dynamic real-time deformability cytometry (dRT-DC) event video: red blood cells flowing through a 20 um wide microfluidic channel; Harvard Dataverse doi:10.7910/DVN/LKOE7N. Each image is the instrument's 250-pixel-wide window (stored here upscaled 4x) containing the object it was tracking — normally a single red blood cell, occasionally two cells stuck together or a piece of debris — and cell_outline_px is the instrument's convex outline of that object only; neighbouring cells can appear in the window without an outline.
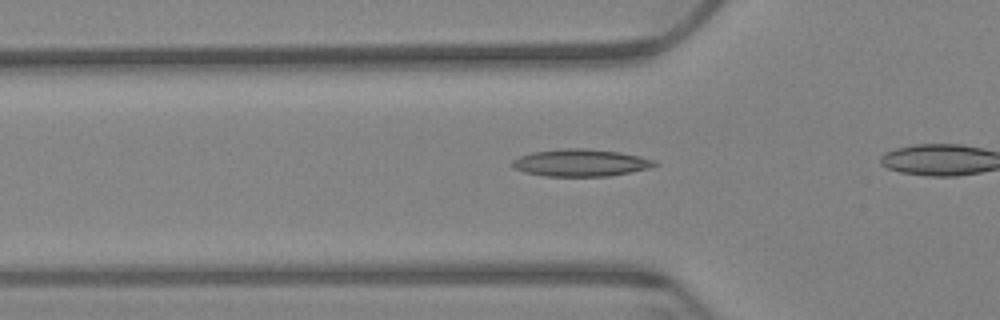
{"species": "Egyptian fruit bat (a non-hibernating species)", "species_latin": "Rousettus aegyptiacus", "temperature_condition": "warm", "stored_images_in_passage": 35, "camera_frame_rate_fps": 3000, "um_per_image_px": 0.085, "animal": {"sex": "female"}, "frame": {"image": 1, "passage_image": 8, "time_ms": 2.333, "image_size_px": [1000, 320], "cell_outline_px": [[660, 164], [648, 168], [608, 176], [544, 176], [524, 172], [512, 168], [508, 164], [512, 160], [520, 156], [532, 152], [560, 148], [584, 148], [620, 152], [640, 156], [656, 160]], "centroid_in_image_um": [49.31, 13.83], "position_along_channel_um": 76.5, "area_um2": 22.77}}
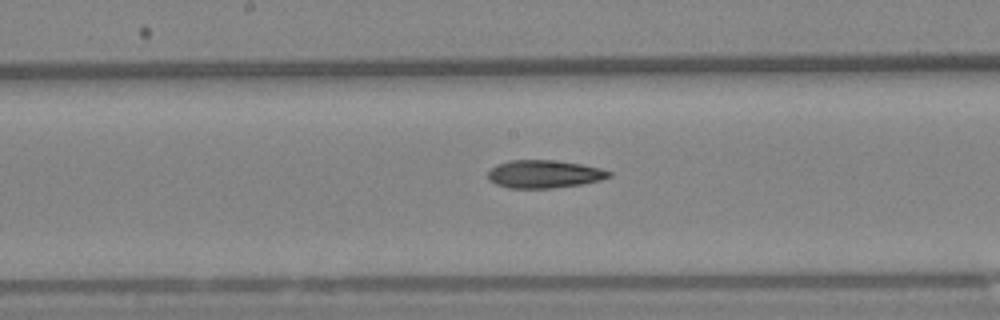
{"frame": {"image": 2, "passage_image": 19, "time_ms": 6.0, "image_size_px": [1000, 320], "cell_outline_px": [[612, 176], [600, 180], [580, 184], [552, 188], [508, 188], [496, 184], [488, 180], [488, 172], [496, 164], [512, 160], [556, 160], [580, 164], [600, 168], [612, 172]], "centroid_in_image_um": [46.24, 14.79], "position_along_channel_um": 202.0, "area_um2": 19.65}}
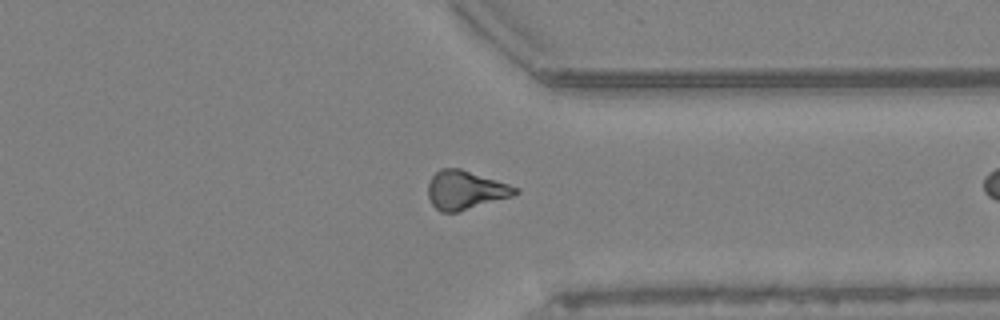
{"frame": {"image": 3, "passage_image": 34, "time_ms": 11.0, "image_size_px": [1000, 320], "cell_outline_px": [[520, 192], [512, 196], [456, 212], [440, 212], [432, 204], [428, 196], [428, 184], [432, 176], [440, 168], [460, 168], [520, 188]], "centroid_in_image_um": [39.55, 16.15], "position_along_channel_um": 371.9, "area_um2": 19.48}}